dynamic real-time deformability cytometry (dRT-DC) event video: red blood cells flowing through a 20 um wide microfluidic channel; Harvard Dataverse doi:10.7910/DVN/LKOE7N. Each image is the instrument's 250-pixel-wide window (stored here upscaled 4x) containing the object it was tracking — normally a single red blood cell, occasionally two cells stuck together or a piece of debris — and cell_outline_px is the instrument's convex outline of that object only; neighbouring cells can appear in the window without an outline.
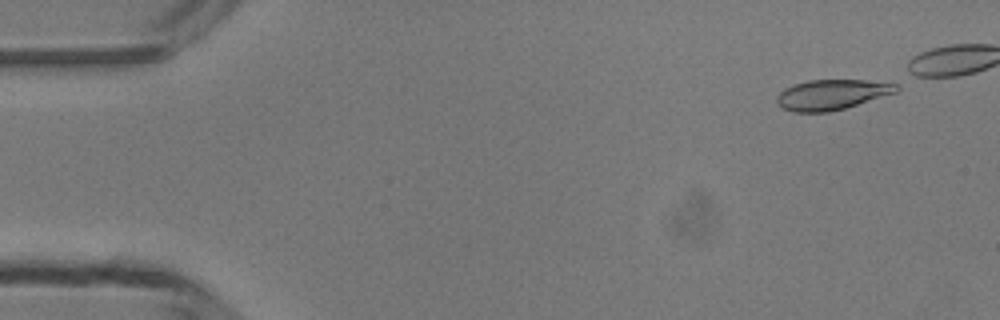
{"species": "common noctule bat (a hibernating species)", "species_latin": "Nyctalus noctula", "temperature_condition": "room temperature", "stored_images_in_passage": 39, "camera_frame_rate_fps": 3000, "um_per_image_px": 0.085, "animal": {"sex": "male", "body_mass_g": 13.3}, "frame": {"image": 1, "passage_image": 1, "time_ms": 0.0, "image_size_px": [1000, 320], "cell_outline_px": [[900, 88], [896, 92], [844, 108], [828, 112], [792, 112], [784, 108], [776, 100], [776, 96], [784, 88], [808, 80], [900, 80]], "centroid_in_image_um": [70.82, 8.01], "position_along_channel_um": 14.2, "area_um2": 21.33}}
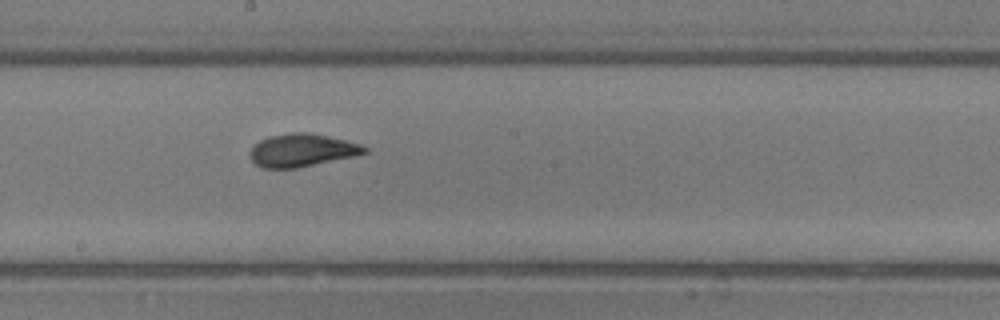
{"frame": {"image": 2, "passage_image": 24, "time_ms": 7.667, "image_size_px": [1000, 320], "cell_outline_px": [[368, 152], [356, 156], [296, 168], [264, 168], [256, 164], [252, 160], [252, 148], [260, 140], [268, 136], [292, 132], [308, 132], [348, 140], [360, 144], [368, 148]], "centroid_in_image_um": [25.73, 12.76], "position_along_channel_um": 222.5, "area_um2": 21.85}}
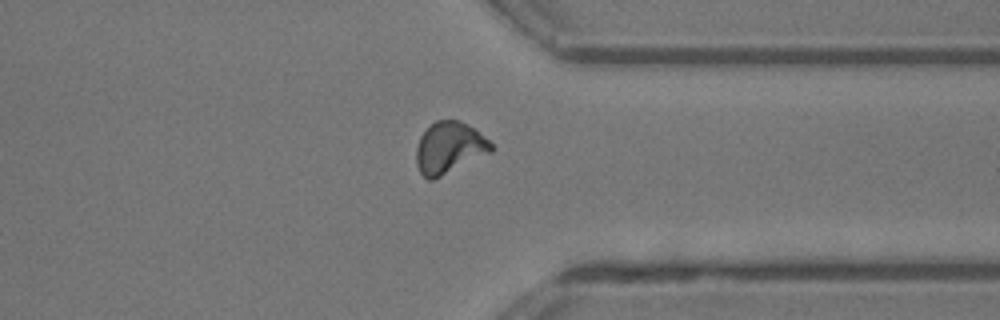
{"frame": {"image": 3, "passage_image": 35, "time_ms": 11.333, "image_size_px": [1000, 320], "cell_outline_px": [[492, 152], [432, 180], [428, 180], [420, 172], [416, 164], [416, 148], [420, 136], [436, 120], [460, 120], [468, 124], [488, 140], [492, 144]], "centroid_in_image_um": [38.17, 12.56], "position_along_channel_um": 373.2, "area_um2": 22.25}}